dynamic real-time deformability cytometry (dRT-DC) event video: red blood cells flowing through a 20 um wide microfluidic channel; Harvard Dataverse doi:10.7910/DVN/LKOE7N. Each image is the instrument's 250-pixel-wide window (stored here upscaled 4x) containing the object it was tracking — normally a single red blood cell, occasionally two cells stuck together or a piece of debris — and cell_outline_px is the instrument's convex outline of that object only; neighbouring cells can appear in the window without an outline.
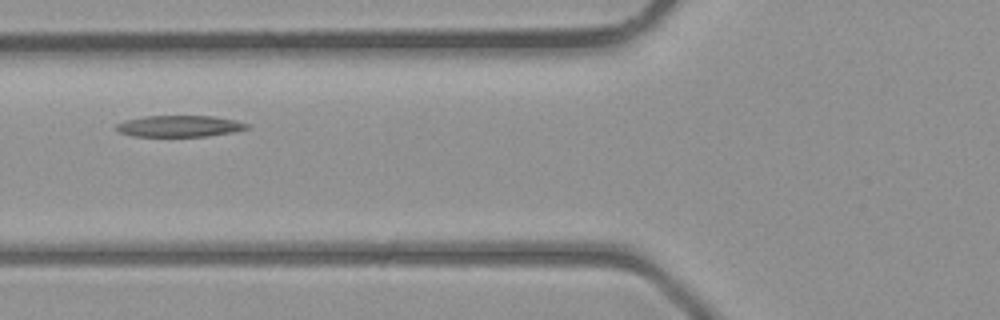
{"species": "common noctule bat (a hibernating species)", "species_latin": "Nyctalus noctula", "temperature_condition": "room temperature", "stored_images_in_passage": 3, "camera_frame_rate_fps": 3000, "um_per_image_px": 0.085, "animal": {"sex": "male", "body_mass_g": 23.1, "forearm_length_mm": 52.7}, "frame": {"image": 1, "passage_image": 3, "time_ms": 2.333, "image_size_px": [1000, 320], "cell_outline_px": [[248, 128], [232, 132], [208, 136], [132, 136], [120, 132], [112, 128], [116, 124], [124, 120], [144, 116], [216, 116], [236, 120], [248, 124]], "centroid_in_image_um": [15.21, 10.71], "position_along_channel_um": 110.6, "area_um2": 16.36}}